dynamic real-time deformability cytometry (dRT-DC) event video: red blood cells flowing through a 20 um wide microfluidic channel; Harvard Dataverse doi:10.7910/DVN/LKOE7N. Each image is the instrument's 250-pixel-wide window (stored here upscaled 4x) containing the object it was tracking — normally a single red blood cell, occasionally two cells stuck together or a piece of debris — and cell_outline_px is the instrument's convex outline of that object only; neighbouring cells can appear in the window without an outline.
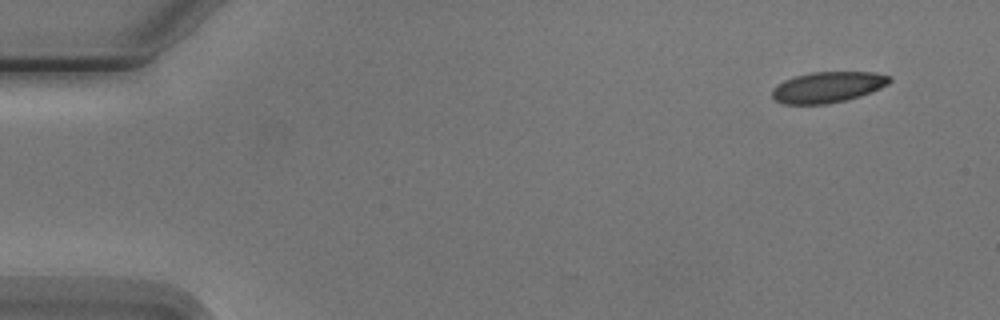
{"species": "Egyptian fruit bat (a non-hibernating species)", "species_latin": "Rousettus aegyptiacus", "temperature_condition": "cold", "stored_images_in_passage": 8, "camera_frame_rate_fps": 3000, "um_per_image_px": 0.085, "animal": {"sex": "male"}, "frame": {"image": 1, "passage_image": 1, "time_ms": 0.0, "image_size_px": [1000, 320], "cell_outline_px": [[892, 80], [888, 84], [872, 92], [860, 96], [828, 104], [784, 104], [776, 100], [772, 96], [772, 88], [784, 80], [796, 76], [812, 72], [876, 72], [892, 76]], "centroid_in_image_um": [70.39, 7.4], "position_along_channel_um": 14.6, "area_um2": 21.15}}
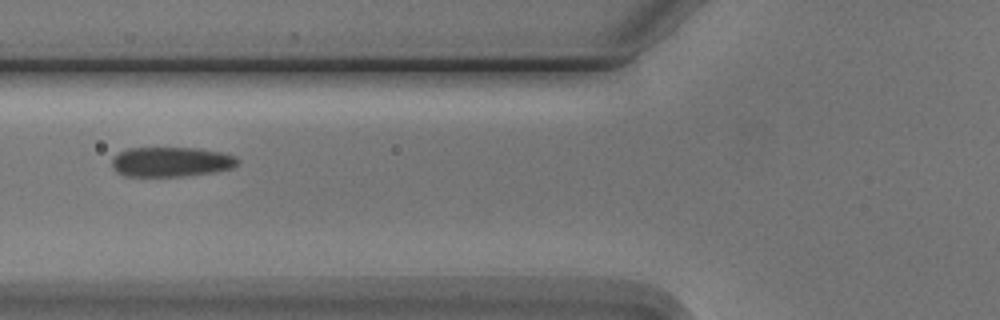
{"frame": {"image": 2, "passage_image": 5, "time_ms": 5.667, "image_size_px": [1000, 320], "cell_outline_px": [[240, 160], [232, 168], [216, 172], [184, 176], [124, 176], [116, 172], [112, 168], [112, 160], [120, 152], [128, 148], [200, 148], [220, 152], [236, 156]], "centroid_in_image_um": [14.56, 13.76], "position_along_channel_um": 111.2, "area_um2": 21.91}}
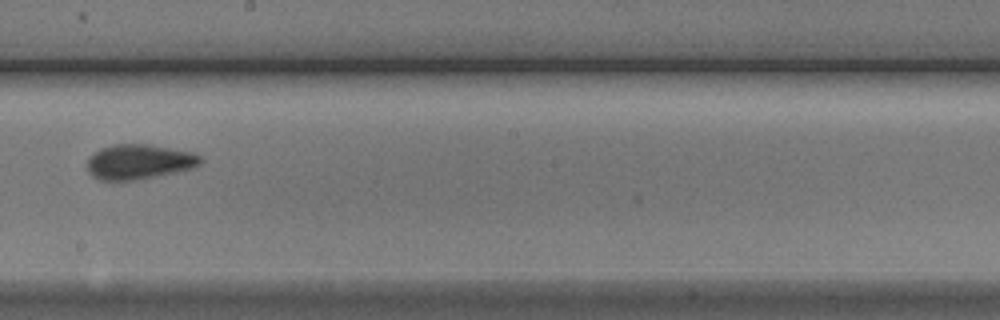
{"frame": {"image": 3, "passage_image": 8, "time_ms": 9.0, "image_size_px": [1000, 320], "cell_outline_px": [[204, 160], [200, 164], [192, 168], [132, 180], [100, 180], [92, 176], [88, 172], [88, 156], [92, 152], [100, 148], [112, 144], [148, 144], [192, 152], [200, 156]], "centroid_in_image_um": [11.77, 13.73], "position_along_channel_um": 236.4, "area_um2": 22.89}}